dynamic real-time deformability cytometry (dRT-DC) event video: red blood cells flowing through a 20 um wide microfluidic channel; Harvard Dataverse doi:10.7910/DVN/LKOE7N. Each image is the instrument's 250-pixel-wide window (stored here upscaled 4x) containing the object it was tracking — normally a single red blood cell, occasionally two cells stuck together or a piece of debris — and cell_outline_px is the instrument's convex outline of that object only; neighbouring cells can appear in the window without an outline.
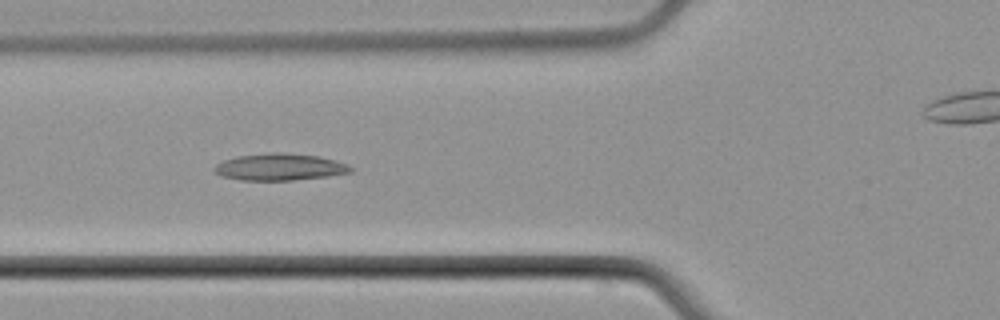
{"species": "common noctule bat (a hibernating species)", "species_latin": "Nyctalus noctula", "temperature_condition": "cold", "stored_images_in_passage": 5, "camera_frame_rate_fps": 3000, "um_per_image_px": 0.085, "animal": {"sex": "male", "body_mass_g": 21.5, "forearm_length_mm": 52.0}, "frame": {"image": 1, "passage_image": 4, "time_ms": 3.667, "image_size_px": [1000, 320], "cell_outline_px": [[352, 172], [328, 176], [292, 180], [240, 180], [220, 176], [212, 168], [216, 164], [224, 160], [236, 156], [268, 152], [284, 152], [316, 156], [348, 164], [352, 168]], "centroid_in_image_um": [23.73, 14.19], "position_along_channel_um": 102.1, "area_um2": 21.33}}
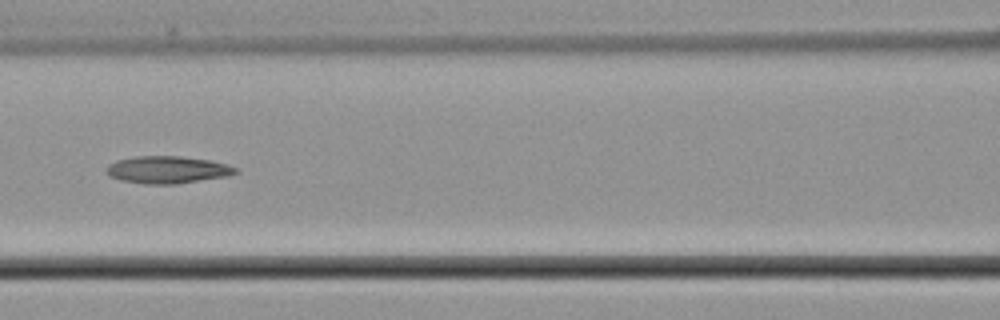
{"frame": {"image": 2, "passage_image": 5, "time_ms": 5.0, "image_size_px": [1000, 320], "cell_outline_px": [[240, 172], [228, 176], [176, 184], [144, 184], [120, 180], [108, 176], [104, 172], [104, 168], [108, 164], [116, 160], [136, 156], [180, 156], [208, 160], [228, 164], [236, 168]], "centroid_in_image_um": [14.19, 14.43], "position_along_channel_um": 152.4, "area_um2": 20.81}}